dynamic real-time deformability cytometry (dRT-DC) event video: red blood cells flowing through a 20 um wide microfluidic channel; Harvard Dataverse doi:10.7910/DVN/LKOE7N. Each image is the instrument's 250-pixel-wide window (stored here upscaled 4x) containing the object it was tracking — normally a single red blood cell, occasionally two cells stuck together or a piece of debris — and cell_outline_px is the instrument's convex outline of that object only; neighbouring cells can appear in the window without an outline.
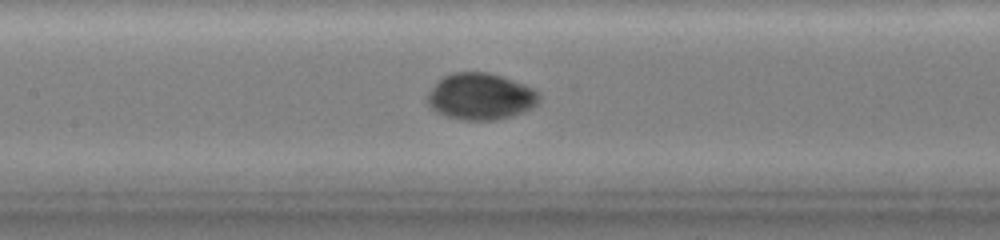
{"species": "common noctule bat (a hibernating species)", "species_latin": "Nyctalus noctula", "temperature_condition": "warm", "stored_images_in_passage": 49, "camera_frame_rate_fps": 3000, "um_per_image_px": 0.085, "animal": {"sex": "female", "body_mass_g": 19.0, "forearm_length_mm": 51.5}, "frame": {"image": 1, "passage_image": 24, "time_ms": 8.667, "image_size_px": [1000, 240], "cell_outline_px": [[536, 104], [532, 108], [508, 116], [492, 120], [464, 120], [448, 116], [432, 108], [428, 96], [436, 84], [444, 76], [456, 72], [488, 72], [512, 80], [532, 88], [536, 92]], "centroid_in_image_um": [40.84, 8.19], "position_along_channel_um": 166.6, "area_um2": 29.13}}
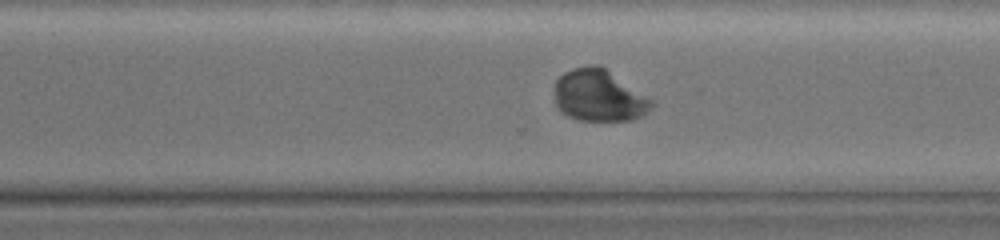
{"frame": {"image": 2, "passage_image": 36, "time_ms": 13.0, "image_size_px": [1000, 240], "cell_outline_px": [[656, 104], [644, 116], [632, 120], [580, 120], [568, 116], [560, 112], [556, 108], [556, 80], [564, 72], [572, 68], [592, 64], [600, 64], [652, 100]], "centroid_in_image_um": [50.92, 8.13], "position_along_channel_um": 319.7, "area_um2": 29.42}}
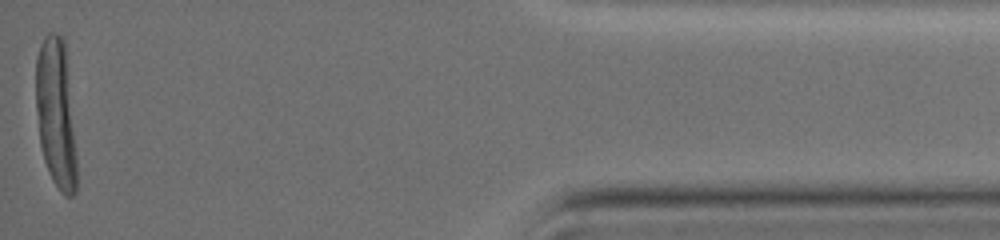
{"frame": {"image": 3, "passage_image": 49, "time_ms": 18.0, "image_size_px": [1000, 240], "cell_outline_px": [[76, 192], [72, 196], [64, 196], [60, 192], [52, 180], [44, 160], [40, 144], [36, 108], [36, 56], [40, 44], [44, 36], [48, 32], [56, 32], [64, 36], [76, 152]], "centroid_in_image_um": [4.75, 9.62], "position_along_channel_um": 430.5, "area_um2": 35.6}, "authors_computed_cell_mechanics": {"area_um2": 29.4202, "velocity_mm_per_s": 3.5391, "shape_relaxation_time_tau1_ms": 2.6634, "shape_relaxation_time_tau2_ms": 3.4387, "deformation_change_tau1": 0.1253, "deformation_change_tau2": 0.0425}}